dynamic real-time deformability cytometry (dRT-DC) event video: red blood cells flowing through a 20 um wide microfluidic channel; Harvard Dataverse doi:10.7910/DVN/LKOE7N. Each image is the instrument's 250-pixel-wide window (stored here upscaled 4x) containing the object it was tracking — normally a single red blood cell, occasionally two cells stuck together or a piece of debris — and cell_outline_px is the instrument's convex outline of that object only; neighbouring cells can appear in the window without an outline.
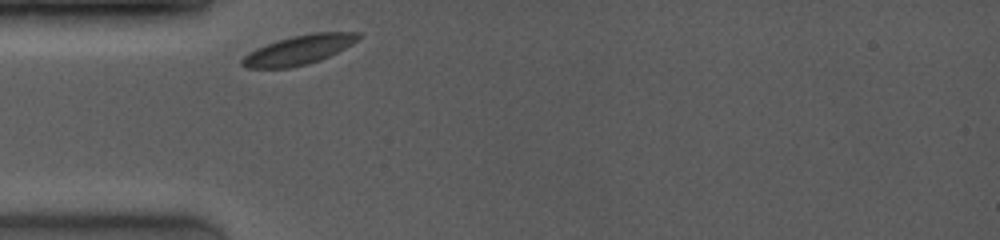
{"species": "common noctule bat (a hibernating species)", "species_latin": "Nyctalus noctula", "temperature_condition": "room temperature", "stored_images_in_passage": 14, "camera_frame_rate_fps": 4000, "um_per_image_px": 0.085, "animal": {"sex": "female", "body_mass_g": 19.0, "forearm_length_mm": 53.3}, "frame": {"image": 1, "passage_image": 1, "time_ms": 0.0, "image_size_px": [1000, 240], "cell_outline_px": [[364, 36], [352, 44], [320, 60], [308, 64], [288, 68], [244, 68], [240, 64], [240, 60], [248, 52], [256, 48], [292, 36], [312, 32], [360, 32]], "centroid_in_image_um": [25.4, 4.24], "position_along_channel_um": 59.6, "area_um2": 19.88}}
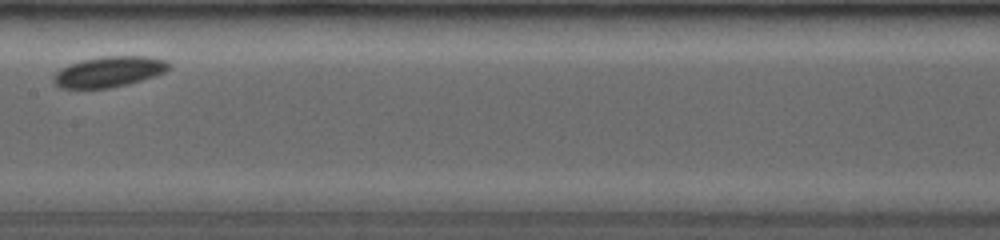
{"frame": {"image": 2, "passage_image": 7, "time_ms": 3.75, "image_size_px": [1000, 240], "cell_outline_px": [[172, 64], [164, 72], [128, 84], [108, 88], [60, 88], [52, 80], [52, 76], [60, 68], [68, 64], [100, 56], [148, 56], [164, 60]], "centroid_in_image_um": [9.22, 6.09], "position_along_channel_um": 198.2, "area_um2": 20.46}}
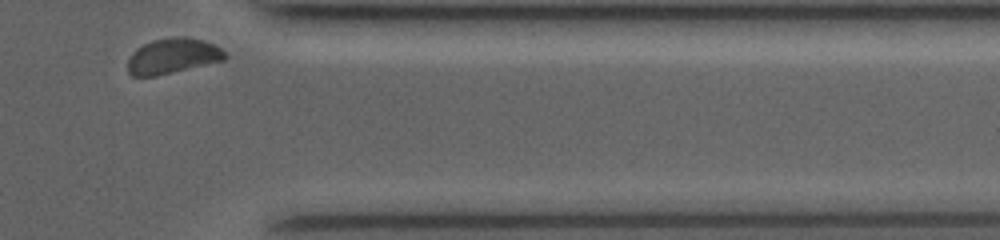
{"frame": {"image": 3, "passage_image": 14, "time_ms": 9.0, "image_size_px": [1000, 240], "cell_outline_px": [[228, 56], [224, 60], [156, 76], [132, 76], [128, 72], [128, 60], [132, 52], [136, 48], [152, 40], [176, 36], [184, 36], [204, 40], [228, 52]], "centroid_in_image_um": [14.69, 4.75], "position_along_channel_um": 396.7, "area_um2": 20.11}, "authors_computed_cell_mechanics": {"area_um2": 19.941, "velocity_mm_per_s": 3.7762, "shape_relaxation_time_tau1_ms": 0.4275, "shape_relaxation_time_tau2_ms": null, "deformation_change_tau1": 0.0535, "deformation_change_tau2": null}}